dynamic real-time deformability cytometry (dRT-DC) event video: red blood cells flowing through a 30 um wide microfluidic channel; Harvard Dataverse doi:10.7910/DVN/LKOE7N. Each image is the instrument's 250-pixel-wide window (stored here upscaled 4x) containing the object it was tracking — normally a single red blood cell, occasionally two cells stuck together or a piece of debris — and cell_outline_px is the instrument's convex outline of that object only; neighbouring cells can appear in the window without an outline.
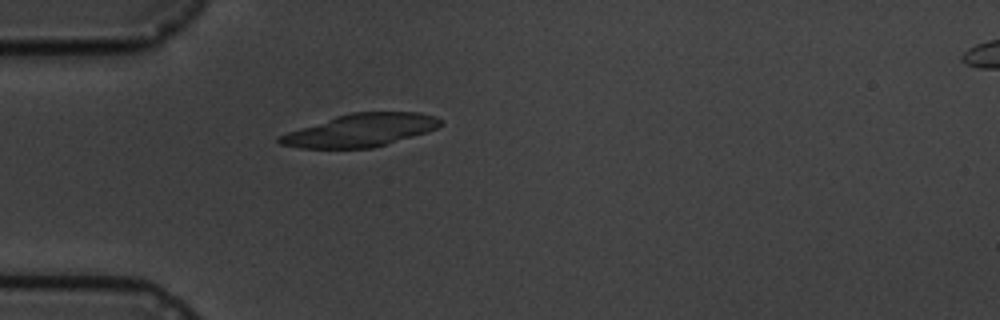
{"species": "common noctule bat (a hibernating species)", "species_latin": "Nyctalus noctula", "temperature_condition": "cold", "stored_images_in_passage": 3, "camera_frame_rate_fps": 3000, "um_per_image_px": 0.085, "animal": {"sex": "male", "body_mass_g": 19.5, "forearm_length_mm": 54.6}, "frame": {"image": 1, "passage_image": 3, "time_ms": 2.333, "image_size_px": [1000, 320], "cell_outline_px": [[444, 124], [436, 128], [412, 136], [372, 148], [300, 148], [280, 144], [276, 140], [276, 136], [336, 116], [352, 112], [420, 112], [436, 116]], "centroid_in_image_um": [30.62, 11.07], "position_along_channel_um": 54.4, "area_um2": 30.46}}